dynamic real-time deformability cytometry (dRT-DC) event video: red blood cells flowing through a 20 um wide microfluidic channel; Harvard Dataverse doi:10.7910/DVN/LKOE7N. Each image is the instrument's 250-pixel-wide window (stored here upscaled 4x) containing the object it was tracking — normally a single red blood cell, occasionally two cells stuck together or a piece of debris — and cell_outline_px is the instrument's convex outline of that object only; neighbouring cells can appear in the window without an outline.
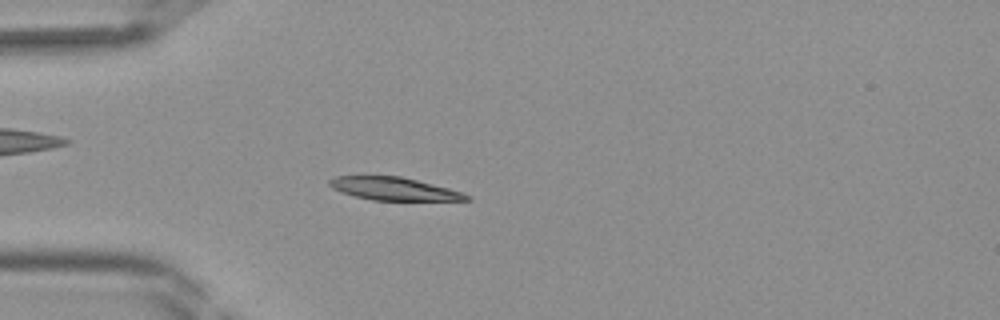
{"species": "Egyptian fruit bat (a non-hibernating species)", "species_latin": "Rousettus aegyptiacus", "temperature_condition": "room temperature", "stored_images_in_passage": 41, "camera_frame_rate_fps": 3000, "um_per_image_px": 0.085, "frame": {"image": 1, "passage_image": 11, "time_ms": 3.333, "image_size_px": [1000, 320], "cell_outline_px": [[472, 200], [372, 200], [340, 192], [332, 188], [328, 184], [328, 180], [336, 176], [400, 176], [448, 188], [472, 196]], "centroid_in_image_um": [33.45, 16.05], "position_along_channel_um": 51.5, "area_um2": 18.09}}
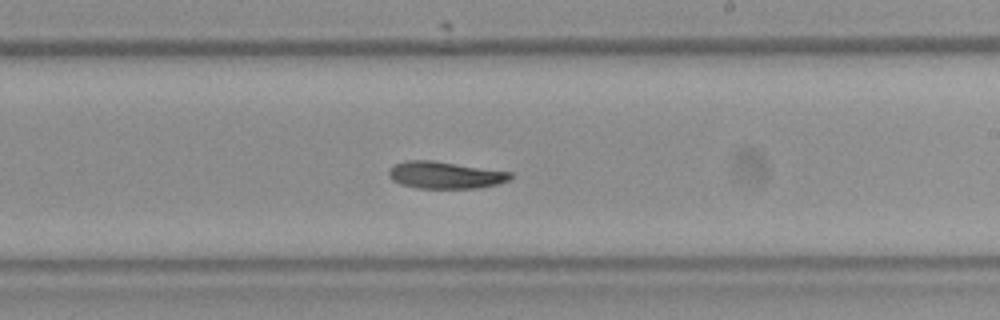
{"frame": {"image": 2, "passage_image": 24, "time_ms": 7.667, "image_size_px": [1000, 320], "cell_outline_px": [[512, 180], [480, 188], [416, 188], [400, 184], [392, 180], [388, 176], [388, 168], [392, 164], [408, 160], [432, 160], [512, 172]], "centroid_in_image_um": [37.81, 14.88], "position_along_channel_um": 251.2, "area_um2": 19.42}}
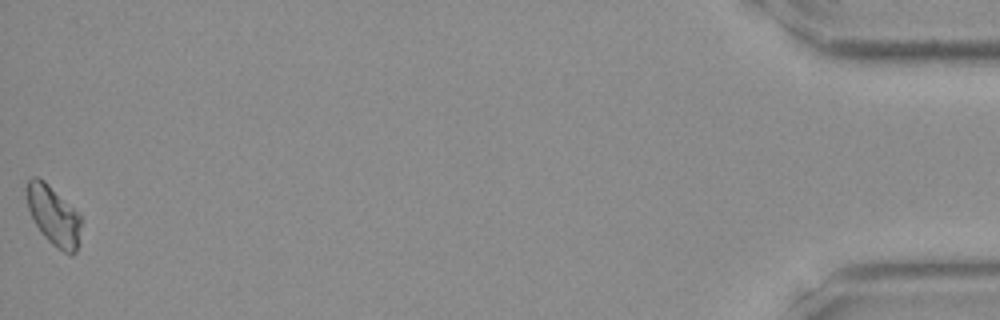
{"frame": {"image": 3, "passage_image": 41, "time_ms": 13.333, "image_size_px": [1000, 320], "cell_outline_px": [[80, 244], [76, 252], [72, 256], [56, 248], [40, 232], [28, 208], [24, 192], [24, 188], [28, 180], [32, 176], [36, 176], [44, 180], [80, 216]], "centroid_in_image_um": [4.52, 18.34], "position_along_channel_um": 430.7, "area_um2": 18.9}}